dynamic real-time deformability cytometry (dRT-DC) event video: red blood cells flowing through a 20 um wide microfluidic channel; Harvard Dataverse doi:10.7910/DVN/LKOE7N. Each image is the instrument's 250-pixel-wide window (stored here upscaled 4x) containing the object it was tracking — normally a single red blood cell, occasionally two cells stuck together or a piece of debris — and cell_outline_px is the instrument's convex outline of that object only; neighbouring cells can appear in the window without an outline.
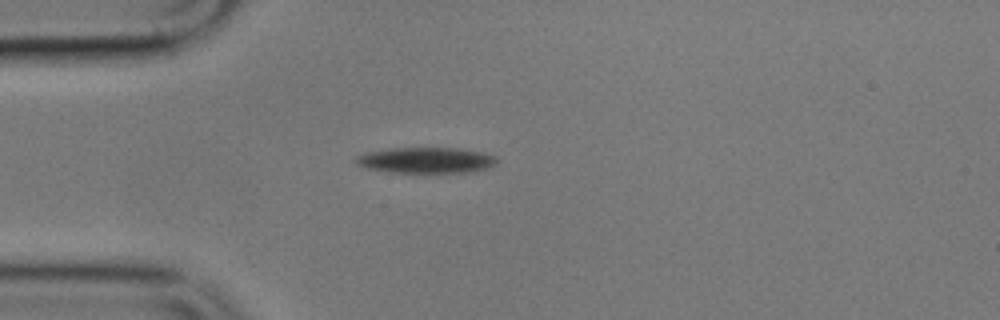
{"species": "common noctule bat (a hibernating species)", "species_latin": "Nyctalus noctula", "temperature_condition": "cold", "stored_images_in_passage": 9, "camera_frame_rate_fps": 3000, "um_per_image_px": 0.085, "animal": {"sex": "male", "body_mass_g": 17.9}, "frame": {"image": 1, "passage_image": 4, "time_ms": 4.333, "image_size_px": [1000, 320], "cell_outline_px": [[496, 164], [488, 168], [472, 172], [392, 172], [368, 168], [356, 164], [356, 156], [364, 152], [388, 148], [460, 148], [480, 152], [496, 156]], "centroid_in_image_um": [36.21, 13.61], "position_along_channel_um": 48.8, "area_um2": 21.15}}
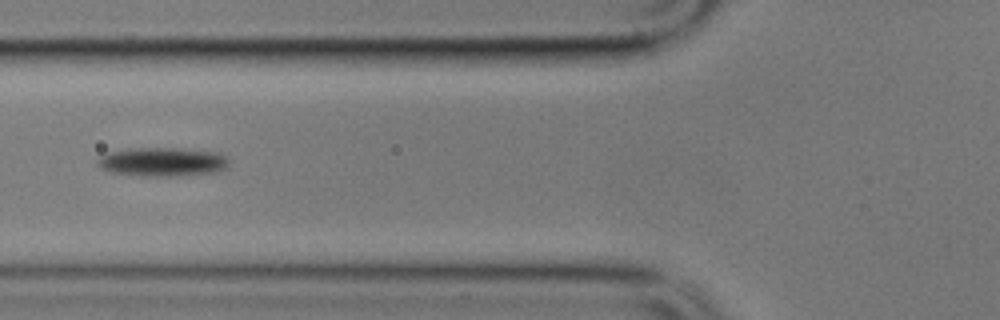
{"frame": {"image": 2, "passage_image": 6, "time_ms": 6.667, "image_size_px": [1000, 320], "cell_outline_px": [[228, 168], [212, 172], [176, 176], [144, 176], [112, 172], [100, 168], [96, 164], [96, 160], [100, 156], [108, 152], [136, 148], [172, 148], [220, 152], [228, 160]], "centroid_in_image_um": [13.79, 13.76], "position_along_channel_um": 112.0, "area_um2": 22.02}}
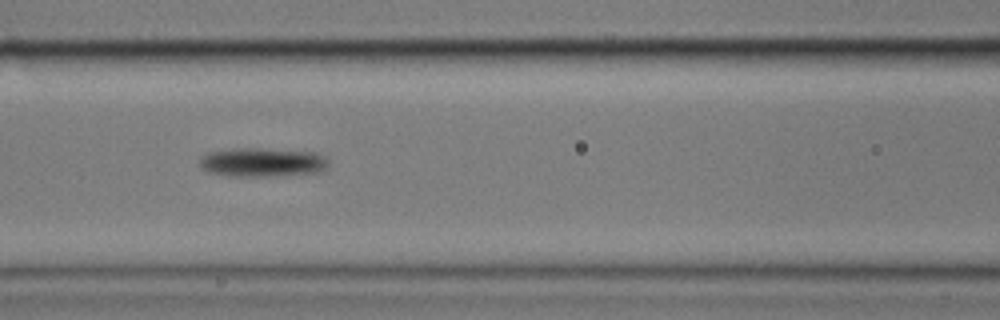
{"frame": {"image": 3, "passage_image": 7, "time_ms": 7.667, "image_size_px": [1000, 320], "cell_outline_px": [[328, 168], [320, 172], [268, 176], [224, 176], [204, 172], [200, 168], [200, 156], [208, 152], [236, 148], [260, 148], [316, 152], [324, 156], [328, 160]], "centroid_in_image_um": [22.25, 13.8], "position_along_channel_um": 144.3, "area_um2": 22.14}}